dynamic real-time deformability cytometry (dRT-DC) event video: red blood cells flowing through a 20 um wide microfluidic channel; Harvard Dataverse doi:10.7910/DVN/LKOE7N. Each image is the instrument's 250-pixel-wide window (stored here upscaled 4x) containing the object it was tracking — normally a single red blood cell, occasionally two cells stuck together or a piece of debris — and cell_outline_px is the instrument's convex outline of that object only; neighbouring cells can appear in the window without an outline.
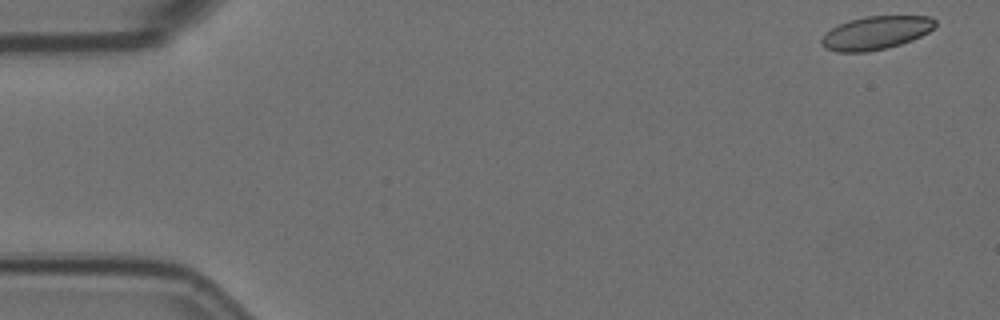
{"species": "Egyptian fruit bat (a non-hibernating species)", "species_latin": "Rousettus aegyptiacus", "temperature_condition": "room temperature", "stored_images_in_passage": 51, "camera_frame_rate_fps": 3000, "um_per_image_px": 0.085, "animal": {"sex": "female"}, "frame": {"image": 1, "passage_image": 1, "time_ms": 0.0, "image_size_px": [1000, 320], "cell_outline_px": [[936, 28], [912, 40], [900, 44], [868, 52], [836, 52], [824, 48], [820, 44], [820, 40], [832, 28], [840, 24], [852, 20], [868, 16], [932, 16], [936, 20]], "centroid_in_image_um": [74.48, 2.8], "position_along_channel_um": 10.5, "area_um2": 21.96}}
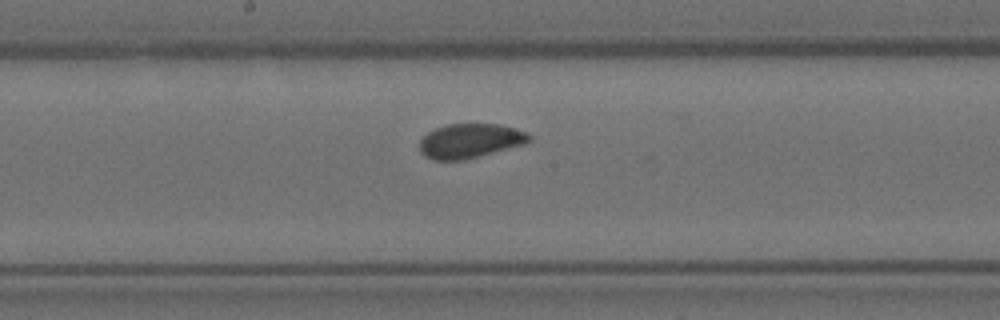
{"frame": {"image": 2, "passage_image": 29, "time_ms": 9.333, "image_size_px": [1000, 320], "cell_outline_px": [[532, 140], [524, 144], [464, 160], [436, 160], [424, 156], [420, 152], [420, 140], [428, 132], [436, 128], [448, 124], [500, 124], [528, 132], [532, 136]], "centroid_in_image_um": [39.97, 11.97], "position_along_channel_um": 208.2, "area_um2": 21.96}}
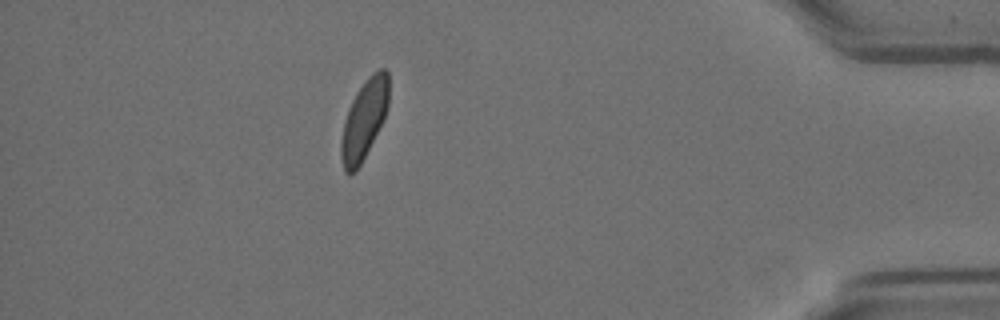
{"frame": {"image": 3, "passage_image": 50, "time_ms": 16.333, "image_size_px": [1000, 320], "cell_outline_px": [[388, 108], [356, 172], [348, 176], [344, 172], [340, 156], [340, 144], [344, 120], [348, 108], [356, 92], [368, 76], [372, 72], [380, 68], [384, 68], [388, 72]], "centroid_in_image_um": [30.91, 10.16], "position_along_channel_um": 404.3, "area_um2": 21.85}}